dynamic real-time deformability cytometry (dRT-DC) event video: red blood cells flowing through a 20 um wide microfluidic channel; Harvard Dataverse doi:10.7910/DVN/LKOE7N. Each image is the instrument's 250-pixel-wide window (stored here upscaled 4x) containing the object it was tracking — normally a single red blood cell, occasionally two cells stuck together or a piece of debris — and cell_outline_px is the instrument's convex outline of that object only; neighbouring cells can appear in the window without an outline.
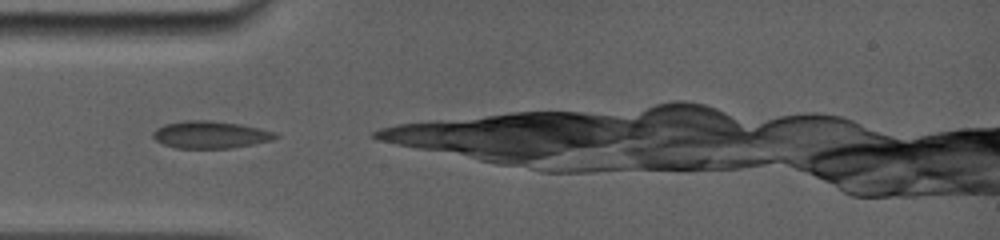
{"species": "common noctule bat (a hibernating species)", "species_latin": "Nyctalus noctula", "temperature_condition": "room temperature", "stored_images_in_passage": 7, "camera_frame_rate_fps": 5000, "um_per_image_px": 0.085, "animal": {"sex": "female", "body_mass_g": 19.0, "forearm_length_mm": 56.7}, "frame": {"image": 1, "passage_image": 1, "time_ms": 0.0, "image_size_px": [1000, 240], "cell_outline_px": [[280, 136], [272, 140], [232, 148], [176, 148], [164, 144], [156, 140], [152, 136], [152, 132], [156, 128], [164, 124], [184, 120], [212, 120], [240, 124], [272, 132]], "centroid_in_image_um": [17.83, 11.44], "position_along_channel_um": 67.2, "area_um2": 19.36}}
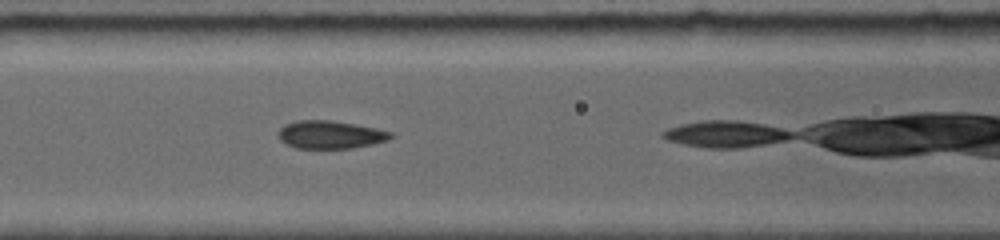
{"frame": {"image": 2, "passage_image": 3, "time_ms": 1.8, "image_size_px": [1000, 240], "cell_outline_px": [[392, 136], [388, 140], [372, 144], [352, 148], [296, 148], [280, 140], [276, 132], [284, 124], [296, 120], [332, 120], [376, 128], [392, 132]], "centroid_in_image_um": [28.04, 11.43], "position_along_channel_um": 138.6, "area_um2": 18.32}}